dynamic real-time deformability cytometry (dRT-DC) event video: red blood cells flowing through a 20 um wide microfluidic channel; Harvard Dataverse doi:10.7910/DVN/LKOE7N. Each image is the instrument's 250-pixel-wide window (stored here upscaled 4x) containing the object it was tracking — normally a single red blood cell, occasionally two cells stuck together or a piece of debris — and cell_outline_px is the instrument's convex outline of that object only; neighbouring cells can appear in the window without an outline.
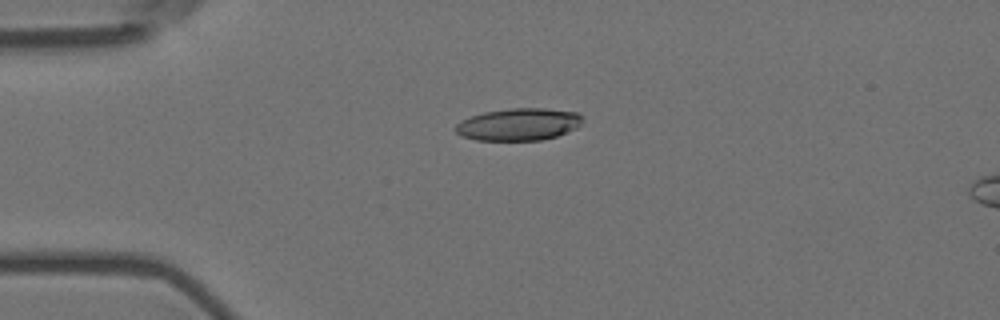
{"species": "Egyptian fruit bat (a non-hibernating species)", "species_latin": "Rousettus aegyptiacus", "temperature_condition": "room temperature", "stored_images_in_passage": 2, "camera_frame_rate_fps": 3000, "um_per_image_px": 0.085, "animal": {"sex": "female"}, "frame": {"image": 1, "passage_image": 1, "time_ms": 0.0, "image_size_px": [1000, 320], "cell_outline_px": [[584, 116], [580, 124], [576, 128], [556, 136], [540, 140], [476, 140], [460, 136], [452, 128], [460, 120], [484, 112], [512, 108], [544, 108], [576, 112]], "centroid_in_image_um": [44.05, 10.57], "position_along_channel_um": 41.0, "area_um2": 23.93}}